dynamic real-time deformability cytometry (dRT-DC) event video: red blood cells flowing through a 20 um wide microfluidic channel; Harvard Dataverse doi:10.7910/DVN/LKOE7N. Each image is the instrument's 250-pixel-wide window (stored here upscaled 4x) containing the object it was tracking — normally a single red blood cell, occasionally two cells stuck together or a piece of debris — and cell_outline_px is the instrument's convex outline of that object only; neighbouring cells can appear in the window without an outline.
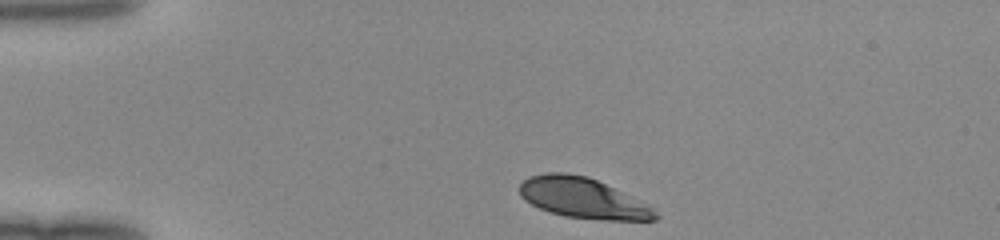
{"species": "human", "species_latin": "Homo sapiens", "temperature_condition": "room temperature", "stored_images_in_passage": 32, "camera_frame_rate_fps": 3000, "um_per_image_px": 0.085, "donor": {"sex": "female"}, "frame": {"image": 1, "passage_image": 1, "time_ms": 0.0, "image_size_px": [1000, 240], "cell_outline_px": [[660, 216], [656, 220], [600, 220], [564, 216], [548, 212], [524, 200], [520, 196], [520, 184], [528, 176], [548, 172], [564, 172], [588, 176], [652, 208]], "centroid_in_image_um": [49.47, 16.84], "position_along_channel_um": 35.5, "area_um2": 31.56}}
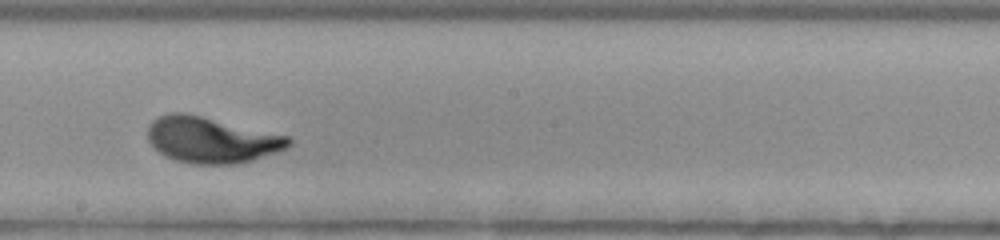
{"frame": {"image": 2, "passage_image": 19, "time_ms": 6.0, "image_size_px": [1000, 240], "cell_outline_px": [[292, 144], [288, 148], [252, 160], [236, 164], [192, 164], [176, 160], [164, 156], [148, 140], [148, 124], [156, 116], [168, 112], [184, 112], [288, 136], [292, 140]], "centroid_in_image_um": [17.94, 11.89], "position_along_channel_um": 230.3, "area_um2": 37.74}}
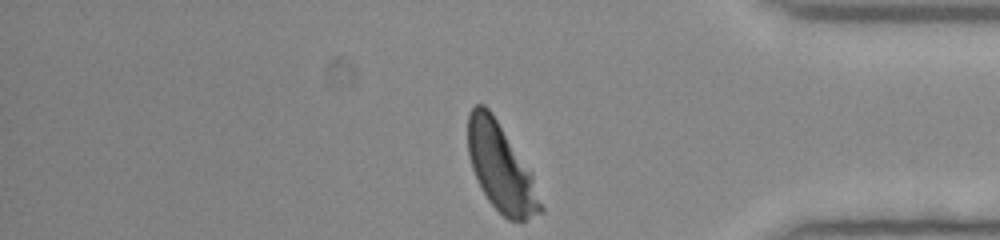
{"frame": {"image": 3, "passage_image": 32, "time_ms": 10.333, "image_size_px": [1000, 240], "cell_outline_px": [[544, 212], [524, 220], [508, 220], [488, 200], [476, 180], [468, 156], [468, 112], [476, 104], [484, 104], [492, 112], [532, 172], [544, 208]], "centroid_in_image_um": [42.58, 14.24], "position_along_channel_um": 392.6, "area_um2": 37.17}}